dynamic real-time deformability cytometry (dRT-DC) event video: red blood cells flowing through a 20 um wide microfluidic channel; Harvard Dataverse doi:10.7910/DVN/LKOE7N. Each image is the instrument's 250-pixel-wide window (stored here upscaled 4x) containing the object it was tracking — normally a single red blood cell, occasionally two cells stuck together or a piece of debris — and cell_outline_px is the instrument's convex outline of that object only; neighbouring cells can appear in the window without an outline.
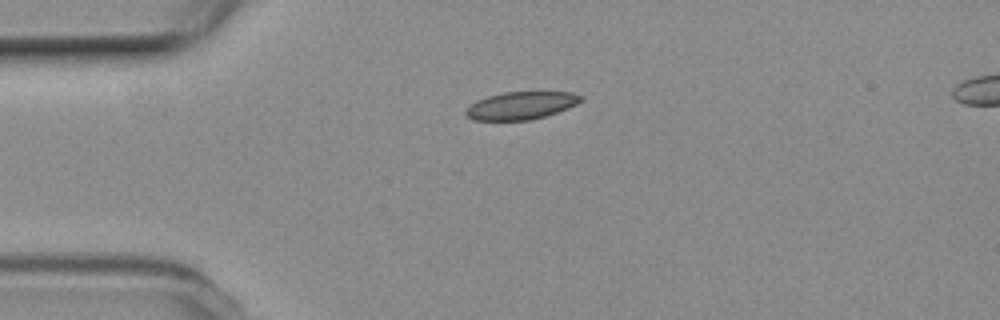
{"species": "common noctule bat (a hibernating species)", "species_latin": "Nyctalus noctula", "temperature_condition": "room temperature", "stored_images_in_passage": 21, "camera_frame_rate_fps": 3000, "um_per_image_px": 0.085, "animal": {"sex": "female", "body_mass_g": 19.3, "forearm_length_mm": 54.1}, "frame": {"image": 1, "passage_image": 1, "time_ms": 0.0, "image_size_px": [1000, 320], "cell_outline_px": [[584, 100], [568, 108], [544, 116], [528, 120], [472, 120], [464, 112], [476, 100], [488, 96], [504, 92], [572, 92], [584, 96]], "centroid_in_image_um": [44.32, 8.96], "position_along_channel_um": 40.7, "area_um2": 18.44}}
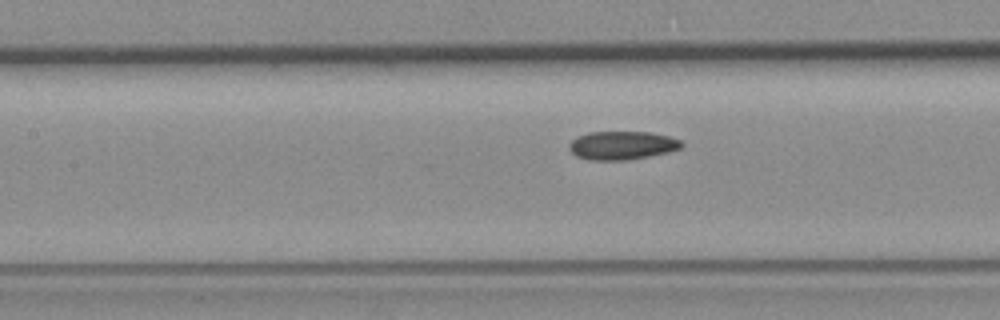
{"frame": {"image": 2, "passage_image": 12, "time_ms": 3.667, "image_size_px": [1000, 320], "cell_outline_px": [[684, 144], [680, 148], [668, 152], [628, 160], [588, 160], [576, 156], [568, 148], [568, 144], [576, 136], [588, 132], [652, 132], [668, 136], [680, 140]], "centroid_in_image_um": [52.84, 12.35], "position_along_channel_um": 154.6, "area_um2": 18.73}}
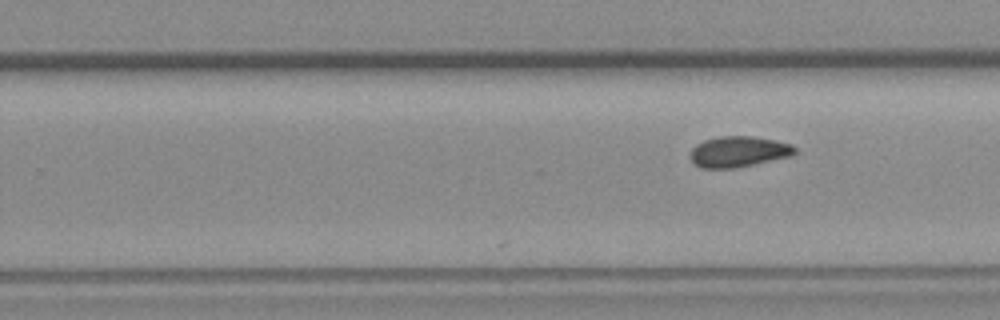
{"frame": {"image": 3, "passage_image": 21, "time_ms": 6.667, "image_size_px": [1000, 320], "cell_outline_px": [[796, 152], [792, 156], [736, 168], [700, 168], [692, 164], [688, 156], [692, 148], [696, 144], [704, 140], [720, 136], [752, 136], [776, 140], [792, 144], [796, 148]], "centroid_in_image_um": [62.75, 12.9], "position_along_channel_um": 267.1, "area_um2": 19.13}}